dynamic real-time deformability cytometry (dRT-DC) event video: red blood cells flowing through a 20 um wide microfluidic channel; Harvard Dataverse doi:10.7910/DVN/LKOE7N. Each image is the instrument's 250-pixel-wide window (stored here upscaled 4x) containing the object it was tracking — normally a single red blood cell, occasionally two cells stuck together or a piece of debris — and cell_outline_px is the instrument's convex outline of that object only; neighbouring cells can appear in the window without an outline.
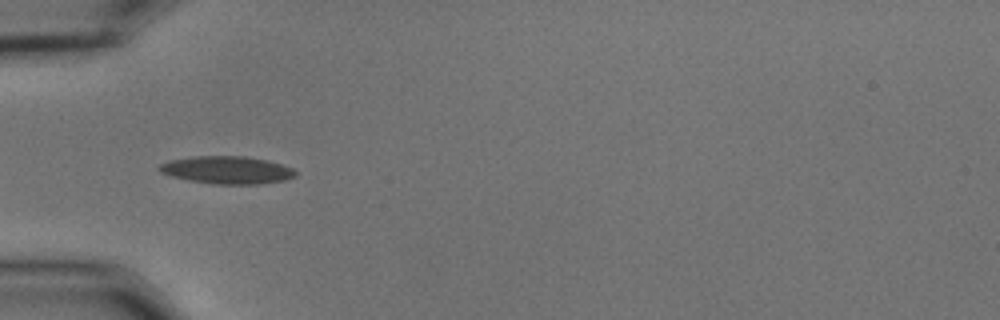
{"species": "common noctule bat (a hibernating species)", "species_latin": "Nyctalus noctula", "temperature_condition": "cold", "stored_images_in_passage": 6, "camera_frame_rate_fps": 3000, "um_per_image_px": 0.085, "animal": {"sex": "male", "body_mass_g": 15.6}, "frame": {"image": 1, "passage_image": 3, "time_ms": 0.667, "image_size_px": [1000, 320], "cell_outline_px": [[296, 176], [284, 180], [260, 184], [212, 184], [172, 176], [160, 172], [156, 168], [160, 164], [168, 160], [192, 156], [244, 156], [268, 160], [292, 168], [296, 172]], "centroid_in_image_um": [19.28, 14.44], "position_along_channel_um": 65.7, "area_um2": 21.91}}